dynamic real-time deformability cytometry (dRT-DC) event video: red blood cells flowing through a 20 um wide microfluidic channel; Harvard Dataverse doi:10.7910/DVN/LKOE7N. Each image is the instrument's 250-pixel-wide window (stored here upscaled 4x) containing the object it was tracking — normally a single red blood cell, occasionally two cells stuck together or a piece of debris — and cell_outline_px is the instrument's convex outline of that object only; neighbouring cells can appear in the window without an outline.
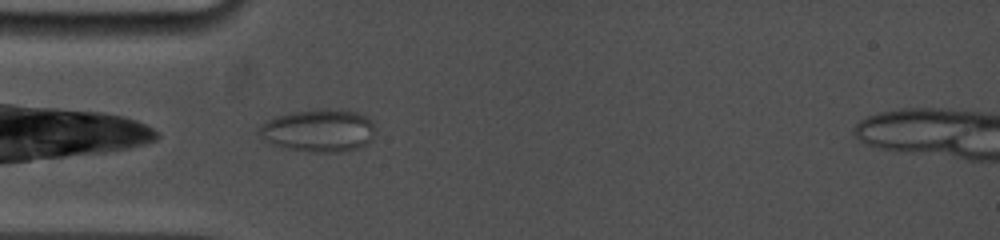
{"species": "common noctule bat (a hibernating species)", "species_latin": "Nyctalus noctula", "temperature_condition": "cold", "stored_images_in_passage": 1, "camera_frame_rate_fps": 5000, "um_per_image_px": 0.085, "animal": {"sex": "female", "body_mass_g": 19.0, "forearm_length_mm": 53.3}, "frame": {"image": 1, "passage_image": 1, "time_ms": 0.0, "image_size_px": [1000, 240], "cell_outline_px": [[372, 136], [364, 144], [356, 148], [340, 152], [308, 152], [268, 144], [256, 132], [260, 124], [276, 116], [292, 112], [316, 108], [340, 108], [356, 112], [368, 116], [372, 120]], "centroid_in_image_um": [27.02, 11.07], "position_along_channel_um": 58.0, "area_um2": 29.19}}